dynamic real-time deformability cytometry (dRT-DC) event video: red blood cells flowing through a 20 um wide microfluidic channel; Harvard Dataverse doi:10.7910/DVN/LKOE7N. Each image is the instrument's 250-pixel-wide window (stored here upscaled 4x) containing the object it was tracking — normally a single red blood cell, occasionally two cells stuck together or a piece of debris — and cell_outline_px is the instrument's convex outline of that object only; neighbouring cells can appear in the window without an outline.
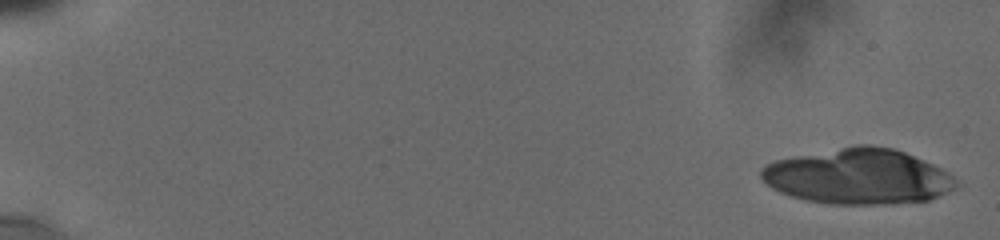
{"species": "human", "species_latin": "Homo sapiens", "temperature_condition": "cold", "stored_images_in_passage": 15, "camera_frame_rate_fps": 3000, "um_per_image_px": 0.085, "donor": {"sex": "male"}, "frame": {"image": 1, "passage_image": 1, "time_ms": 0.0, "image_size_px": [1000, 240], "cell_outline_px": [[956, 184], [952, 188], [928, 200], [892, 204], [832, 204], [808, 200], [792, 196], [780, 192], [772, 188], [760, 176], [760, 168], [776, 160], [796, 156], [860, 144], [868, 144], [892, 148], [904, 152], [924, 160], [948, 172], [956, 180]], "centroid_in_image_um": [72.93, 15.0], "position_along_channel_um": 12.1, "area_um2": 62.19}}